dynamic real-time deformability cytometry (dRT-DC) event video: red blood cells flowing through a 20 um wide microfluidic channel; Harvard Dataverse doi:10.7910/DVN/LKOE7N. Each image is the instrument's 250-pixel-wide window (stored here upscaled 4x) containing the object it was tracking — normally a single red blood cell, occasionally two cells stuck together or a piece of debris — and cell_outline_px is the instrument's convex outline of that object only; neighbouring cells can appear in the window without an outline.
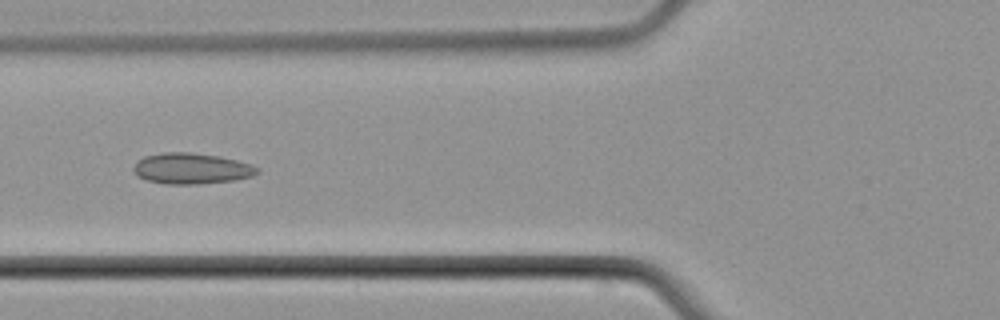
{"species": "common noctule bat (a hibernating species)", "species_latin": "Nyctalus noctula", "temperature_condition": "cold", "stored_images_in_passage": 8, "camera_frame_rate_fps": 3000, "um_per_image_px": 0.085, "animal": {"sex": "male", "body_mass_g": 21.5, "forearm_length_mm": 52.0}, "frame": {"image": 1, "passage_image": 6, "time_ms": 7.0, "image_size_px": [1000, 320], "cell_outline_px": [[260, 172], [252, 176], [236, 180], [200, 184], [164, 184], [148, 180], [136, 176], [132, 168], [144, 156], [160, 152], [192, 152], [216, 156], [236, 160], [252, 164], [260, 168]], "centroid_in_image_um": [16.29, 14.33], "position_along_channel_um": 109.5, "area_um2": 22.43}}
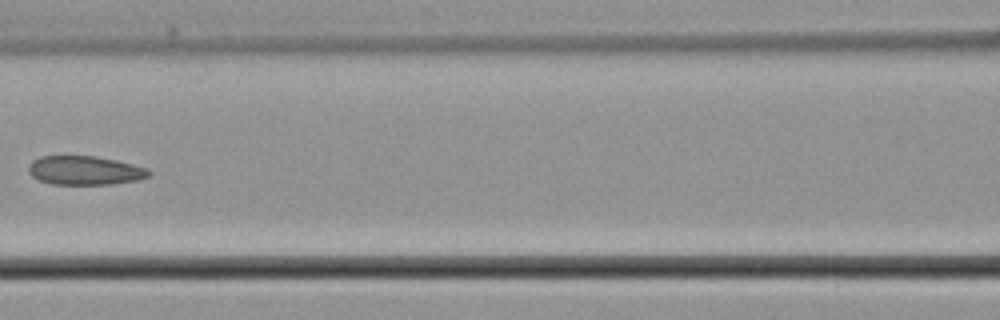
{"frame": {"image": 2, "passage_image": 7, "time_ms": 8.333, "image_size_px": [1000, 320], "cell_outline_px": [[152, 172], [148, 176], [136, 180], [112, 184], [52, 184], [40, 180], [32, 176], [28, 172], [28, 168], [32, 160], [40, 156], [96, 156], [116, 160], [148, 168]], "centroid_in_image_um": [7.21, 14.48], "position_along_channel_um": 159.4, "area_um2": 20.23}}
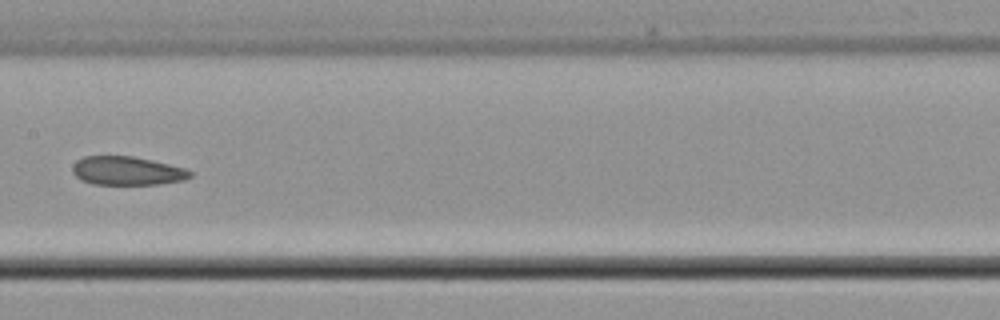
{"frame": {"image": 3, "passage_image": 8, "time_ms": 9.333, "image_size_px": [1000, 320], "cell_outline_px": [[192, 176], [184, 180], [160, 184], [92, 184], [80, 180], [72, 172], [72, 164], [76, 160], [84, 156], [132, 156], [152, 160], [184, 168], [192, 172]], "centroid_in_image_um": [10.77, 14.52], "position_along_channel_um": 196.6, "area_um2": 19.71}}